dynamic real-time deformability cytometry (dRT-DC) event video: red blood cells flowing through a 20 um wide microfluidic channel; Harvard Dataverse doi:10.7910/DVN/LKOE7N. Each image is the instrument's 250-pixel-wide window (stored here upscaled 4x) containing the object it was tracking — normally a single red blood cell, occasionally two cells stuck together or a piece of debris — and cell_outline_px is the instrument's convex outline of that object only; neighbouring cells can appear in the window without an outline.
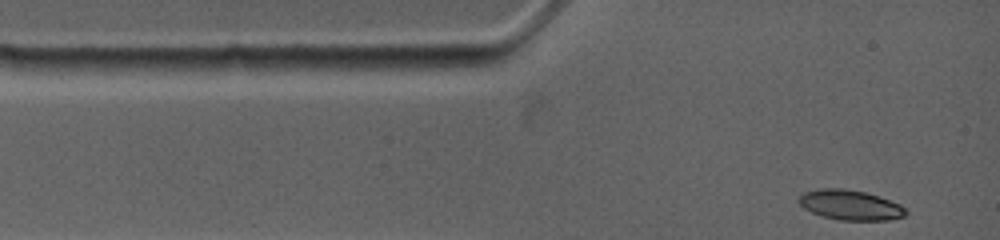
{"species": "common noctule bat (a hibernating species)", "species_latin": "Nyctalus noctula", "temperature_condition": "warm", "stored_images_in_passage": 41, "camera_frame_rate_fps": 4500, "um_per_image_px": 0.085, "animal": {"sex": "female", "body_mass_g": 19.0, "forearm_length_mm": 53.3}, "frame": {"image": 1, "passage_image": 1, "time_ms": 0.0, "image_size_px": [1000, 240], "cell_outline_px": [[908, 212], [904, 216], [888, 220], [840, 220], [820, 216], [804, 208], [796, 200], [804, 192], [824, 188], [840, 188], [864, 192], [900, 204]], "centroid_in_image_um": [72.24, 17.43], "position_along_channel_um": 12.8, "area_um2": 18.5}}
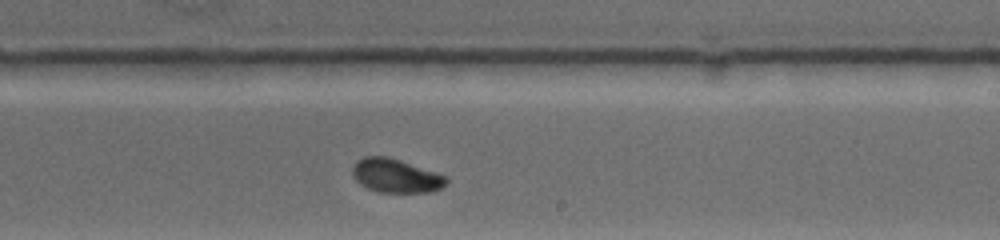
{"frame": {"image": 2, "passage_image": 22, "time_ms": 7.111, "image_size_px": [1000, 240], "cell_outline_px": [[448, 184], [432, 192], [380, 192], [368, 188], [360, 184], [352, 176], [352, 164], [356, 160], [364, 156], [388, 156], [400, 160], [444, 176], [448, 180]], "centroid_in_image_um": [33.58, 14.93], "position_along_channel_um": 255.4, "area_um2": 18.38}}
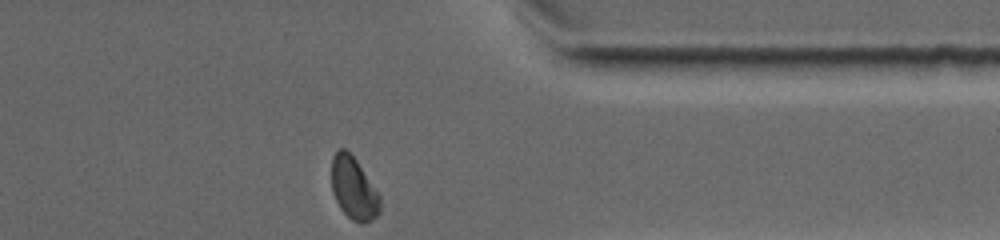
{"frame": {"image": 3, "passage_image": 41, "time_ms": 10.667, "image_size_px": [1000, 240], "cell_outline_px": [[380, 212], [372, 220], [352, 220], [340, 208], [332, 192], [332, 156], [340, 148], [344, 148], [356, 160], [380, 196]], "centroid_in_image_um": [30.05, 15.99], "position_along_channel_um": 381.4, "area_um2": 17.11}, "authors_computed_cell_mechanics": {"area_um2": 18.4382, "velocity_mm_per_s": 3.814, "shape_relaxation_time_tau1_ms": 3.9298, "shape_relaxation_time_tau2_ms": 4.1561, "deformation_change_tau1": 0.1341, "deformation_change_tau2": 0.0545}}